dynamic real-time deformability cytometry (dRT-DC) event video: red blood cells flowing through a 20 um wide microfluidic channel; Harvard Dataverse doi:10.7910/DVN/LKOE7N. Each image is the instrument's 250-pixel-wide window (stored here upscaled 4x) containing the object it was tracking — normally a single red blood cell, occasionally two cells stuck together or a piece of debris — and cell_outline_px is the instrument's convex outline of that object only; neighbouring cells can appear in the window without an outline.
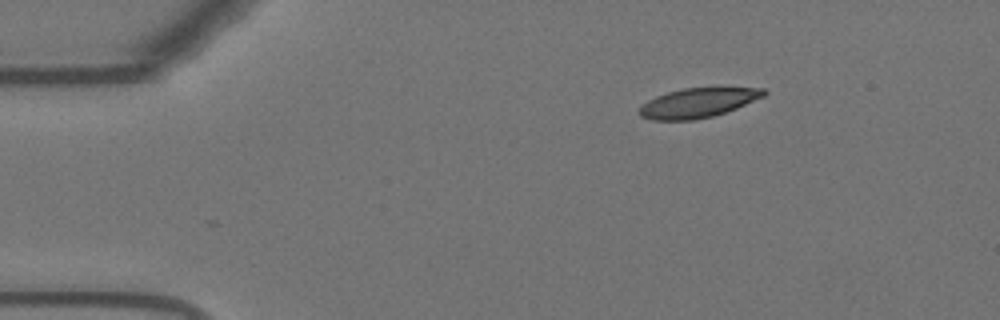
{"species": "Egyptian fruit bat (a non-hibernating species)", "species_latin": "Rousettus aegyptiacus", "temperature_condition": "warm", "stored_images_in_passage": 34, "camera_frame_rate_fps": 3000, "um_per_image_px": 0.085, "animal": {"sex": "female"}, "frame": {"image": 1, "passage_image": 1, "time_ms": 0.0, "image_size_px": [1000, 320], "cell_outline_px": [[768, 92], [764, 96], [736, 108], [712, 116], [692, 120], [652, 120], [640, 116], [636, 112], [648, 100], [656, 96], [668, 92], [684, 88], [764, 88]], "centroid_in_image_um": [59.29, 8.74], "position_along_channel_um": 25.7, "area_um2": 21.15}}
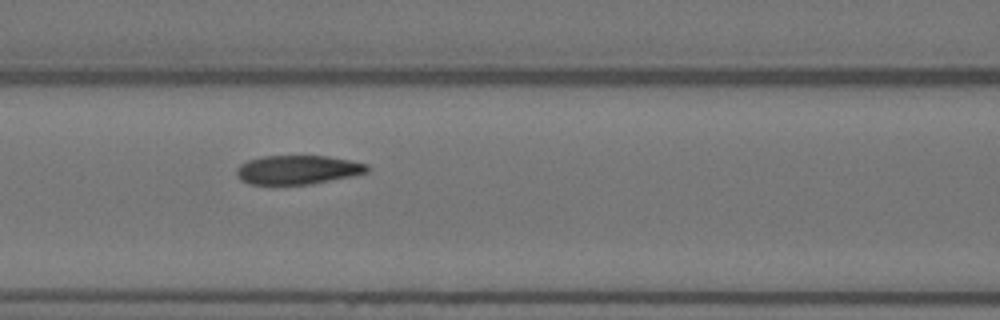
{"frame": {"image": 2, "passage_image": 16, "time_ms": 5.0, "image_size_px": [1000, 320], "cell_outline_px": [[368, 172], [352, 176], [308, 184], [252, 184], [244, 180], [236, 172], [236, 168], [240, 164], [248, 160], [264, 156], [328, 156], [368, 164]], "centroid_in_image_um": [25.32, 14.42], "position_along_channel_um": 141.3, "area_um2": 21.68}}
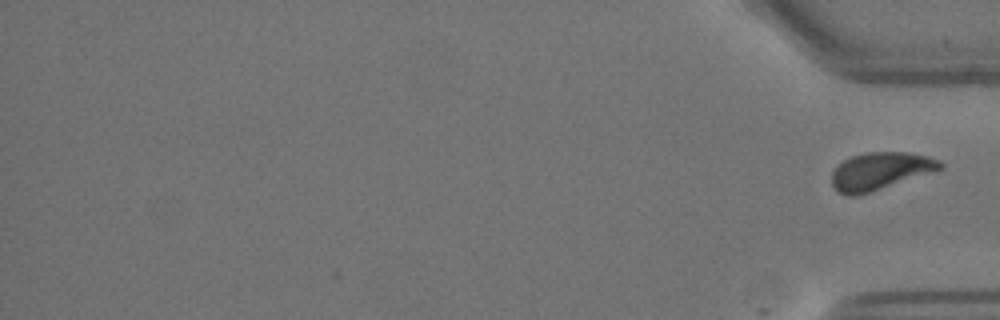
{"frame": {"image": 3, "passage_image": 34, "time_ms": 11.0, "image_size_px": [1000, 320], "cell_outline_px": [[944, 168], [856, 196], [848, 196], [840, 192], [832, 184], [832, 172], [844, 160], [852, 156], [864, 152], [908, 152], [928, 156], [940, 160], [944, 164]], "centroid_in_image_um": [74.84, 14.52], "position_along_channel_um": 360.4, "area_um2": 23.29}}